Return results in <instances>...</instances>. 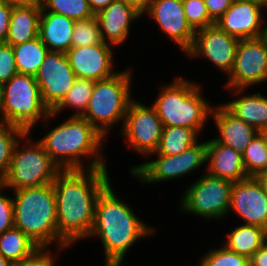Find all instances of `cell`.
I'll list each match as a JSON object with an SVG mask.
<instances>
[{
    "label": "cell",
    "instance_id": "1",
    "mask_svg": "<svg viewBox=\"0 0 267 266\" xmlns=\"http://www.w3.org/2000/svg\"><path fill=\"white\" fill-rule=\"evenodd\" d=\"M110 183L107 168L61 170L53 181L56 195L58 236L69 246L88 238L95 205Z\"/></svg>",
    "mask_w": 267,
    "mask_h": 266
},
{
    "label": "cell",
    "instance_id": "2",
    "mask_svg": "<svg viewBox=\"0 0 267 266\" xmlns=\"http://www.w3.org/2000/svg\"><path fill=\"white\" fill-rule=\"evenodd\" d=\"M130 207L116 196L110 183L97 198L94 223L88 237L100 238L105 266H121L135 242L154 234V228L141 221Z\"/></svg>",
    "mask_w": 267,
    "mask_h": 266
},
{
    "label": "cell",
    "instance_id": "3",
    "mask_svg": "<svg viewBox=\"0 0 267 266\" xmlns=\"http://www.w3.org/2000/svg\"><path fill=\"white\" fill-rule=\"evenodd\" d=\"M104 139L106 137L86 119L71 116L51 129L39 142L61 170L92 169L107 168L101 148ZM89 156V166L84 167L81 159Z\"/></svg>",
    "mask_w": 267,
    "mask_h": 266
},
{
    "label": "cell",
    "instance_id": "4",
    "mask_svg": "<svg viewBox=\"0 0 267 266\" xmlns=\"http://www.w3.org/2000/svg\"><path fill=\"white\" fill-rule=\"evenodd\" d=\"M14 227L24 232L39 247L58 243L69 247L57 232L56 195L53 184L13 191Z\"/></svg>",
    "mask_w": 267,
    "mask_h": 266
},
{
    "label": "cell",
    "instance_id": "5",
    "mask_svg": "<svg viewBox=\"0 0 267 266\" xmlns=\"http://www.w3.org/2000/svg\"><path fill=\"white\" fill-rule=\"evenodd\" d=\"M175 78L173 84L161 88L152 105L163 126L187 127L198 134L210 117L213 107L204 99L200 85L183 77Z\"/></svg>",
    "mask_w": 267,
    "mask_h": 266
},
{
    "label": "cell",
    "instance_id": "6",
    "mask_svg": "<svg viewBox=\"0 0 267 266\" xmlns=\"http://www.w3.org/2000/svg\"><path fill=\"white\" fill-rule=\"evenodd\" d=\"M131 71H118L113 76L95 81L89 104L81 116L103 136L119 121L124 124L131 96Z\"/></svg>",
    "mask_w": 267,
    "mask_h": 266
},
{
    "label": "cell",
    "instance_id": "7",
    "mask_svg": "<svg viewBox=\"0 0 267 266\" xmlns=\"http://www.w3.org/2000/svg\"><path fill=\"white\" fill-rule=\"evenodd\" d=\"M3 113L4 124L20 127L29 133L37 122L53 117L42 102L35 76L22 73L3 84Z\"/></svg>",
    "mask_w": 267,
    "mask_h": 266
},
{
    "label": "cell",
    "instance_id": "8",
    "mask_svg": "<svg viewBox=\"0 0 267 266\" xmlns=\"http://www.w3.org/2000/svg\"><path fill=\"white\" fill-rule=\"evenodd\" d=\"M24 136L27 145L21 150L20 142L15 146L7 178L3 182L4 188L18 191L25 188L40 187L53 183L60 167L51 159L43 145ZM33 142V143H32Z\"/></svg>",
    "mask_w": 267,
    "mask_h": 266
},
{
    "label": "cell",
    "instance_id": "9",
    "mask_svg": "<svg viewBox=\"0 0 267 266\" xmlns=\"http://www.w3.org/2000/svg\"><path fill=\"white\" fill-rule=\"evenodd\" d=\"M233 182L204 173L183 192L180 208L205 219H223L230 207Z\"/></svg>",
    "mask_w": 267,
    "mask_h": 266
},
{
    "label": "cell",
    "instance_id": "10",
    "mask_svg": "<svg viewBox=\"0 0 267 266\" xmlns=\"http://www.w3.org/2000/svg\"><path fill=\"white\" fill-rule=\"evenodd\" d=\"M228 77L225 86L235 96L241 95L245 88L267 80L266 35L239 40L234 65Z\"/></svg>",
    "mask_w": 267,
    "mask_h": 266
},
{
    "label": "cell",
    "instance_id": "11",
    "mask_svg": "<svg viewBox=\"0 0 267 266\" xmlns=\"http://www.w3.org/2000/svg\"><path fill=\"white\" fill-rule=\"evenodd\" d=\"M156 156V160L132 167V176L137 177L141 183L154 184L190 174L206 163V142H197L180 154Z\"/></svg>",
    "mask_w": 267,
    "mask_h": 266
},
{
    "label": "cell",
    "instance_id": "12",
    "mask_svg": "<svg viewBox=\"0 0 267 266\" xmlns=\"http://www.w3.org/2000/svg\"><path fill=\"white\" fill-rule=\"evenodd\" d=\"M163 128L153 105L148 107L132 100L121 130L133 151L148 156L157 150Z\"/></svg>",
    "mask_w": 267,
    "mask_h": 266
},
{
    "label": "cell",
    "instance_id": "13",
    "mask_svg": "<svg viewBox=\"0 0 267 266\" xmlns=\"http://www.w3.org/2000/svg\"><path fill=\"white\" fill-rule=\"evenodd\" d=\"M76 79L66 53L48 51L35 80L42 102L49 111L63 100Z\"/></svg>",
    "mask_w": 267,
    "mask_h": 266
},
{
    "label": "cell",
    "instance_id": "14",
    "mask_svg": "<svg viewBox=\"0 0 267 266\" xmlns=\"http://www.w3.org/2000/svg\"><path fill=\"white\" fill-rule=\"evenodd\" d=\"M238 43L239 39L213 24L195 31L193 45L185 54L189 59L204 56L228 76L234 65Z\"/></svg>",
    "mask_w": 267,
    "mask_h": 266
},
{
    "label": "cell",
    "instance_id": "15",
    "mask_svg": "<svg viewBox=\"0 0 267 266\" xmlns=\"http://www.w3.org/2000/svg\"><path fill=\"white\" fill-rule=\"evenodd\" d=\"M233 211L244 224L267 231V194L257 177L233 182L228 214Z\"/></svg>",
    "mask_w": 267,
    "mask_h": 266
},
{
    "label": "cell",
    "instance_id": "16",
    "mask_svg": "<svg viewBox=\"0 0 267 266\" xmlns=\"http://www.w3.org/2000/svg\"><path fill=\"white\" fill-rule=\"evenodd\" d=\"M264 7L266 8L256 0H234L215 24L239 40L264 36L266 27H263L261 12Z\"/></svg>",
    "mask_w": 267,
    "mask_h": 266
},
{
    "label": "cell",
    "instance_id": "17",
    "mask_svg": "<svg viewBox=\"0 0 267 266\" xmlns=\"http://www.w3.org/2000/svg\"><path fill=\"white\" fill-rule=\"evenodd\" d=\"M146 13L184 53L192 47L195 31L186 20L182 0H151Z\"/></svg>",
    "mask_w": 267,
    "mask_h": 266
},
{
    "label": "cell",
    "instance_id": "18",
    "mask_svg": "<svg viewBox=\"0 0 267 266\" xmlns=\"http://www.w3.org/2000/svg\"><path fill=\"white\" fill-rule=\"evenodd\" d=\"M113 53L112 45L103 42L90 46L71 47L66 55L77 78L99 81L118 72L113 70Z\"/></svg>",
    "mask_w": 267,
    "mask_h": 266
},
{
    "label": "cell",
    "instance_id": "19",
    "mask_svg": "<svg viewBox=\"0 0 267 266\" xmlns=\"http://www.w3.org/2000/svg\"><path fill=\"white\" fill-rule=\"evenodd\" d=\"M142 16L133 6L120 0L113 1L95 14L104 43L114 46L125 42L130 33L132 21Z\"/></svg>",
    "mask_w": 267,
    "mask_h": 266
},
{
    "label": "cell",
    "instance_id": "20",
    "mask_svg": "<svg viewBox=\"0 0 267 266\" xmlns=\"http://www.w3.org/2000/svg\"><path fill=\"white\" fill-rule=\"evenodd\" d=\"M207 174L216 178L238 182L249 176L243 164V156L230 146L211 139L206 142Z\"/></svg>",
    "mask_w": 267,
    "mask_h": 266
},
{
    "label": "cell",
    "instance_id": "21",
    "mask_svg": "<svg viewBox=\"0 0 267 266\" xmlns=\"http://www.w3.org/2000/svg\"><path fill=\"white\" fill-rule=\"evenodd\" d=\"M211 117L220 134L214 140L230 146L240 154L244 153L247 145L259 133L253 126L235 117L222 104L213 107Z\"/></svg>",
    "mask_w": 267,
    "mask_h": 266
},
{
    "label": "cell",
    "instance_id": "22",
    "mask_svg": "<svg viewBox=\"0 0 267 266\" xmlns=\"http://www.w3.org/2000/svg\"><path fill=\"white\" fill-rule=\"evenodd\" d=\"M75 21L64 15L41 10L39 38L49 51L66 53L72 47Z\"/></svg>",
    "mask_w": 267,
    "mask_h": 266
},
{
    "label": "cell",
    "instance_id": "23",
    "mask_svg": "<svg viewBox=\"0 0 267 266\" xmlns=\"http://www.w3.org/2000/svg\"><path fill=\"white\" fill-rule=\"evenodd\" d=\"M42 5L13 8L6 43L11 46L22 44L39 36Z\"/></svg>",
    "mask_w": 267,
    "mask_h": 266
},
{
    "label": "cell",
    "instance_id": "24",
    "mask_svg": "<svg viewBox=\"0 0 267 266\" xmlns=\"http://www.w3.org/2000/svg\"><path fill=\"white\" fill-rule=\"evenodd\" d=\"M235 117L253 126L259 132L267 131V97L261 93L241 95V98L222 103Z\"/></svg>",
    "mask_w": 267,
    "mask_h": 266
},
{
    "label": "cell",
    "instance_id": "25",
    "mask_svg": "<svg viewBox=\"0 0 267 266\" xmlns=\"http://www.w3.org/2000/svg\"><path fill=\"white\" fill-rule=\"evenodd\" d=\"M224 246L250 258L266 241L267 231L259 226L244 224L227 234Z\"/></svg>",
    "mask_w": 267,
    "mask_h": 266
},
{
    "label": "cell",
    "instance_id": "26",
    "mask_svg": "<svg viewBox=\"0 0 267 266\" xmlns=\"http://www.w3.org/2000/svg\"><path fill=\"white\" fill-rule=\"evenodd\" d=\"M18 73L35 76L44 61L48 48L39 36L12 46Z\"/></svg>",
    "mask_w": 267,
    "mask_h": 266
},
{
    "label": "cell",
    "instance_id": "27",
    "mask_svg": "<svg viewBox=\"0 0 267 266\" xmlns=\"http://www.w3.org/2000/svg\"><path fill=\"white\" fill-rule=\"evenodd\" d=\"M198 134L190 128L164 126L157 150L150 154L176 155L198 142Z\"/></svg>",
    "mask_w": 267,
    "mask_h": 266
},
{
    "label": "cell",
    "instance_id": "28",
    "mask_svg": "<svg viewBox=\"0 0 267 266\" xmlns=\"http://www.w3.org/2000/svg\"><path fill=\"white\" fill-rule=\"evenodd\" d=\"M39 246L16 227L0 235V254L12 263L31 255Z\"/></svg>",
    "mask_w": 267,
    "mask_h": 266
},
{
    "label": "cell",
    "instance_id": "29",
    "mask_svg": "<svg viewBox=\"0 0 267 266\" xmlns=\"http://www.w3.org/2000/svg\"><path fill=\"white\" fill-rule=\"evenodd\" d=\"M94 85V80L77 78L63 100L51 111L53 116L55 117L66 107H70L76 109L72 116L81 117L88 107Z\"/></svg>",
    "mask_w": 267,
    "mask_h": 266
},
{
    "label": "cell",
    "instance_id": "30",
    "mask_svg": "<svg viewBox=\"0 0 267 266\" xmlns=\"http://www.w3.org/2000/svg\"><path fill=\"white\" fill-rule=\"evenodd\" d=\"M243 164L249 177H257L267 171V134L259 132L247 145Z\"/></svg>",
    "mask_w": 267,
    "mask_h": 266
},
{
    "label": "cell",
    "instance_id": "31",
    "mask_svg": "<svg viewBox=\"0 0 267 266\" xmlns=\"http://www.w3.org/2000/svg\"><path fill=\"white\" fill-rule=\"evenodd\" d=\"M27 132L17 126L0 124V181L7 178L16 144L24 139Z\"/></svg>",
    "mask_w": 267,
    "mask_h": 266
},
{
    "label": "cell",
    "instance_id": "32",
    "mask_svg": "<svg viewBox=\"0 0 267 266\" xmlns=\"http://www.w3.org/2000/svg\"><path fill=\"white\" fill-rule=\"evenodd\" d=\"M41 5L48 12L64 15L74 21L94 16L88 0H45Z\"/></svg>",
    "mask_w": 267,
    "mask_h": 266
},
{
    "label": "cell",
    "instance_id": "33",
    "mask_svg": "<svg viewBox=\"0 0 267 266\" xmlns=\"http://www.w3.org/2000/svg\"><path fill=\"white\" fill-rule=\"evenodd\" d=\"M99 24L93 17L75 21L72 33V47H83L103 43Z\"/></svg>",
    "mask_w": 267,
    "mask_h": 266
},
{
    "label": "cell",
    "instance_id": "34",
    "mask_svg": "<svg viewBox=\"0 0 267 266\" xmlns=\"http://www.w3.org/2000/svg\"><path fill=\"white\" fill-rule=\"evenodd\" d=\"M199 266H250L249 258L227 249H212L200 260Z\"/></svg>",
    "mask_w": 267,
    "mask_h": 266
},
{
    "label": "cell",
    "instance_id": "35",
    "mask_svg": "<svg viewBox=\"0 0 267 266\" xmlns=\"http://www.w3.org/2000/svg\"><path fill=\"white\" fill-rule=\"evenodd\" d=\"M182 4L186 20L194 31L215 24L208 13L204 0H182Z\"/></svg>",
    "mask_w": 267,
    "mask_h": 266
},
{
    "label": "cell",
    "instance_id": "36",
    "mask_svg": "<svg viewBox=\"0 0 267 266\" xmlns=\"http://www.w3.org/2000/svg\"><path fill=\"white\" fill-rule=\"evenodd\" d=\"M18 73L13 48L10 44H0V83L8 82Z\"/></svg>",
    "mask_w": 267,
    "mask_h": 266
},
{
    "label": "cell",
    "instance_id": "37",
    "mask_svg": "<svg viewBox=\"0 0 267 266\" xmlns=\"http://www.w3.org/2000/svg\"><path fill=\"white\" fill-rule=\"evenodd\" d=\"M47 247H39L31 255L13 263V266H55V259Z\"/></svg>",
    "mask_w": 267,
    "mask_h": 266
},
{
    "label": "cell",
    "instance_id": "38",
    "mask_svg": "<svg viewBox=\"0 0 267 266\" xmlns=\"http://www.w3.org/2000/svg\"><path fill=\"white\" fill-rule=\"evenodd\" d=\"M2 190L5 188L0 189V235L14 227L13 198L2 195Z\"/></svg>",
    "mask_w": 267,
    "mask_h": 266
},
{
    "label": "cell",
    "instance_id": "39",
    "mask_svg": "<svg viewBox=\"0 0 267 266\" xmlns=\"http://www.w3.org/2000/svg\"><path fill=\"white\" fill-rule=\"evenodd\" d=\"M234 0H204L210 17L217 21L232 5Z\"/></svg>",
    "mask_w": 267,
    "mask_h": 266
},
{
    "label": "cell",
    "instance_id": "40",
    "mask_svg": "<svg viewBox=\"0 0 267 266\" xmlns=\"http://www.w3.org/2000/svg\"><path fill=\"white\" fill-rule=\"evenodd\" d=\"M12 9L0 1V44L6 43Z\"/></svg>",
    "mask_w": 267,
    "mask_h": 266
},
{
    "label": "cell",
    "instance_id": "41",
    "mask_svg": "<svg viewBox=\"0 0 267 266\" xmlns=\"http://www.w3.org/2000/svg\"><path fill=\"white\" fill-rule=\"evenodd\" d=\"M250 266H267V241L249 258Z\"/></svg>",
    "mask_w": 267,
    "mask_h": 266
},
{
    "label": "cell",
    "instance_id": "42",
    "mask_svg": "<svg viewBox=\"0 0 267 266\" xmlns=\"http://www.w3.org/2000/svg\"><path fill=\"white\" fill-rule=\"evenodd\" d=\"M125 4L133 6L142 15L148 10L151 0H120Z\"/></svg>",
    "mask_w": 267,
    "mask_h": 266
},
{
    "label": "cell",
    "instance_id": "43",
    "mask_svg": "<svg viewBox=\"0 0 267 266\" xmlns=\"http://www.w3.org/2000/svg\"><path fill=\"white\" fill-rule=\"evenodd\" d=\"M115 0H88L89 7L93 14H97L99 11L105 9L109 4Z\"/></svg>",
    "mask_w": 267,
    "mask_h": 266
},
{
    "label": "cell",
    "instance_id": "44",
    "mask_svg": "<svg viewBox=\"0 0 267 266\" xmlns=\"http://www.w3.org/2000/svg\"><path fill=\"white\" fill-rule=\"evenodd\" d=\"M12 8L27 7L35 3V0H0Z\"/></svg>",
    "mask_w": 267,
    "mask_h": 266
},
{
    "label": "cell",
    "instance_id": "45",
    "mask_svg": "<svg viewBox=\"0 0 267 266\" xmlns=\"http://www.w3.org/2000/svg\"><path fill=\"white\" fill-rule=\"evenodd\" d=\"M0 124H4V113H3V84L0 83Z\"/></svg>",
    "mask_w": 267,
    "mask_h": 266
},
{
    "label": "cell",
    "instance_id": "46",
    "mask_svg": "<svg viewBox=\"0 0 267 266\" xmlns=\"http://www.w3.org/2000/svg\"><path fill=\"white\" fill-rule=\"evenodd\" d=\"M258 180L261 182L265 193L267 194V171L259 174L257 176Z\"/></svg>",
    "mask_w": 267,
    "mask_h": 266
},
{
    "label": "cell",
    "instance_id": "47",
    "mask_svg": "<svg viewBox=\"0 0 267 266\" xmlns=\"http://www.w3.org/2000/svg\"><path fill=\"white\" fill-rule=\"evenodd\" d=\"M0 266H13V263L0 254Z\"/></svg>",
    "mask_w": 267,
    "mask_h": 266
},
{
    "label": "cell",
    "instance_id": "48",
    "mask_svg": "<svg viewBox=\"0 0 267 266\" xmlns=\"http://www.w3.org/2000/svg\"><path fill=\"white\" fill-rule=\"evenodd\" d=\"M256 1L261 2L263 5H265L267 7V0H256Z\"/></svg>",
    "mask_w": 267,
    "mask_h": 266
},
{
    "label": "cell",
    "instance_id": "49",
    "mask_svg": "<svg viewBox=\"0 0 267 266\" xmlns=\"http://www.w3.org/2000/svg\"><path fill=\"white\" fill-rule=\"evenodd\" d=\"M45 0H35V3L42 4Z\"/></svg>",
    "mask_w": 267,
    "mask_h": 266
},
{
    "label": "cell",
    "instance_id": "50",
    "mask_svg": "<svg viewBox=\"0 0 267 266\" xmlns=\"http://www.w3.org/2000/svg\"><path fill=\"white\" fill-rule=\"evenodd\" d=\"M3 187V183L0 181V189Z\"/></svg>",
    "mask_w": 267,
    "mask_h": 266
}]
</instances>
